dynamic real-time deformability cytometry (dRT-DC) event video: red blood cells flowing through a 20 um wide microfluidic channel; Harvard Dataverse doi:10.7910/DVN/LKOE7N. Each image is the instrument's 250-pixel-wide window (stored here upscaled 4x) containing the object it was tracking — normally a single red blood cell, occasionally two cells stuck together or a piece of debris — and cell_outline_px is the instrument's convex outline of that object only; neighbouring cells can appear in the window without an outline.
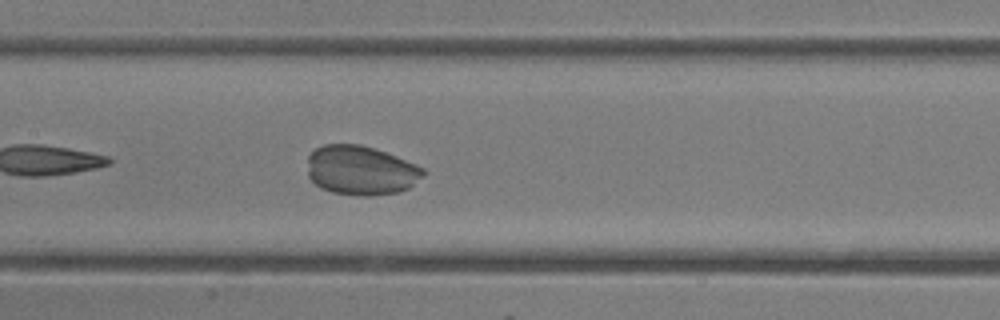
{"species": "common noctule bat (a hibernating species)", "species_latin": "Nyctalus noctula", "temperature_condition": "room temperature", "stored_images_in_passage": 27, "camera_frame_rate_fps": 3000, "um_per_image_px": 0.085, "animal": {"sex": "female"}, "frame": {"image": 1, "passage_image": 8, "time_ms": 2.333, "image_size_px": [1000, 320], "cell_outline_px": [[424, 176], [408, 188], [400, 192], [368, 196], [360, 196], [332, 192], [320, 188], [308, 176], [308, 156], [316, 148], [324, 144], [360, 144], [376, 148], [416, 164], [424, 168]], "centroid_in_image_um": [30.68, 14.48], "position_along_channel_um": 176.7, "area_um2": 33.47}}